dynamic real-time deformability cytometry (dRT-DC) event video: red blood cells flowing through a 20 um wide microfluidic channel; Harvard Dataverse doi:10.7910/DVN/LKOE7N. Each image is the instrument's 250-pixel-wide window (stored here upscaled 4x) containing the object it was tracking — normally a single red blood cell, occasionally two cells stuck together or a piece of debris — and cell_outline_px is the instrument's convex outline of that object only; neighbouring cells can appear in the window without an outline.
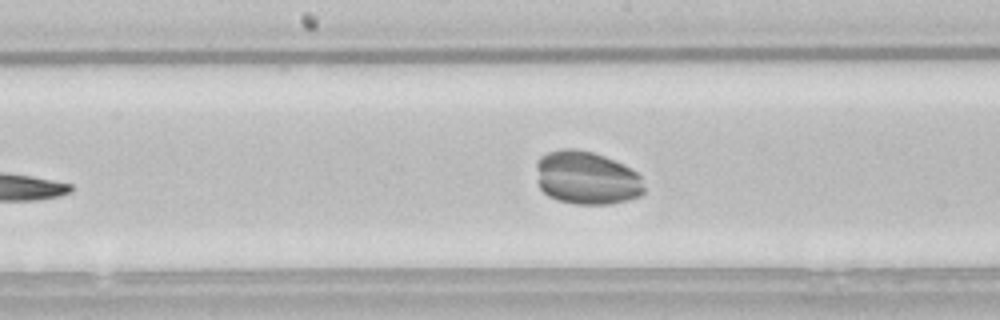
{"species": "common noctule bat (a hibernating species)", "species_latin": "Nyctalus noctula", "temperature_condition": "room temperature", "stored_images_in_passage": 34, "camera_frame_rate_fps": 3000, "um_per_image_px": 0.085, "animal": {"sex": "male", "body_mass_g": 21.5, "forearm_length_mm": 52.0}, "frame": {"image": 1, "passage_image": 15, "time_ms": 4.667, "image_size_px": [1000, 320], "cell_outline_px": [[644, 192], [640, 196], [612, 204], [576, 204], [560, 200], [548, 196], [540, 188], [536, 168], [536, 160], [540, 156], [548, 152], [560, 148], [576, 148], [592, 152], [604, 156], [636, 172], [640, 176], [644, 188]], "centroid_in_image_um": [49.83, 15.11], "position_along_channel_um": 198.4, "area_um2": 33.41}}
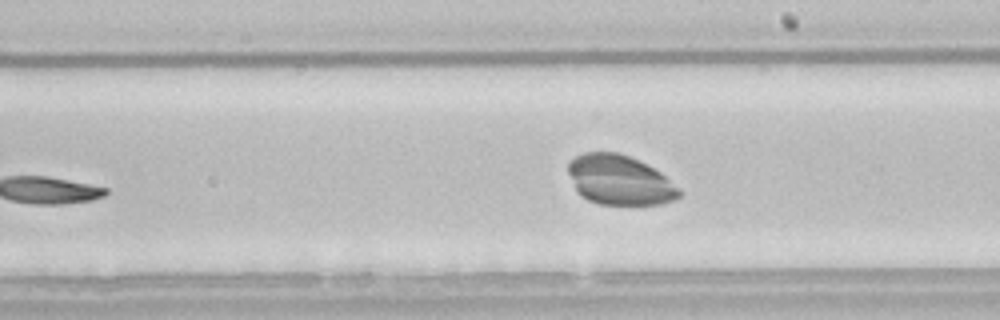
{"frame": {"image": 2, "passage_image": 18, "time_ms": 5.667, "image_size_px": [1000, 320], "cell_outline_px": [[684, 192], [680, 196], [672, 200], [660, 204], [600, 204], [588, 200], [580, 196], [576, 192], [568, 172], [568, 164], [576, 156], [584, 152], [616, 152], [628, 156], [660, 172], [680, 188]], "centroid_in_image_um": [52.65, 15.32], "position_along_channel_um": 236.3, "area_um2": 32.02}}